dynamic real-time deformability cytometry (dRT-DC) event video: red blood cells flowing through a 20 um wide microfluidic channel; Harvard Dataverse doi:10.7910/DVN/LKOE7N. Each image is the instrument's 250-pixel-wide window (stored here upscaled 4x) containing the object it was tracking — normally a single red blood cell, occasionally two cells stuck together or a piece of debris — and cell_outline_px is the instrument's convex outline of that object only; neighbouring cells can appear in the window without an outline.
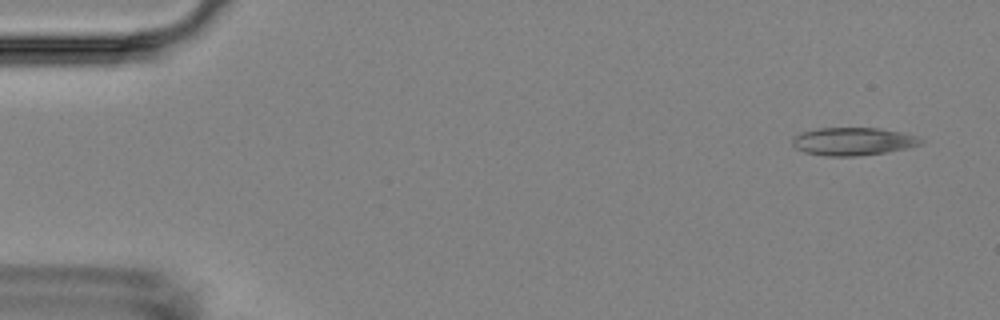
{"species": "Egyptian fruit bat (a non-hibernating species)", "species_latin": "Rousettus aegyptiacus", "temperature_condition": "room temperature", "stored_images_in_passage": 9, "camera_frame_rate_fps": 3000, "um_per_image_px": 0.085, "animal": {"sex": "female"}, "frame": {"image": 1, "passage_image": 1, "time_ms": 0.0, "image_size_px": [1000, 320], "cell_outline_px": [[924, 140], [920, 144], [912, 148], [856, 156], [824, 156], [804, 152], [796, 148], [792, 144], [792, 136], [800, 132], [816, 128], [880, 128], [900, 132], [916, 136]], "centroid_in_image_um": [72.48, 12.02], "position_along_channel_um": 12.5, "area_um2": 21.04}}
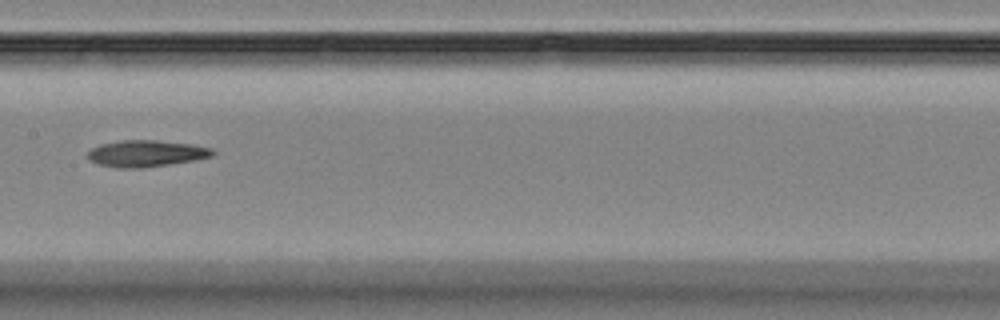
{"frame": {"image": 2, "passage_image": 8, "time_ms": 8.333, "image_size_px": [1000, 320], "cell_outline_px": [[216, 152], [212, 156], [196, 160], [140, 168], [116, 168], [100, 164], [88, 160], [88, 152], [92, 148], [100, 144], [120, 140], [156, 140], [192, 144], [212, 148]], "centroid_in_image_um": [12.43, 13.04], "position_along_channel_um": 195.0, "area_um2": 19.36}}
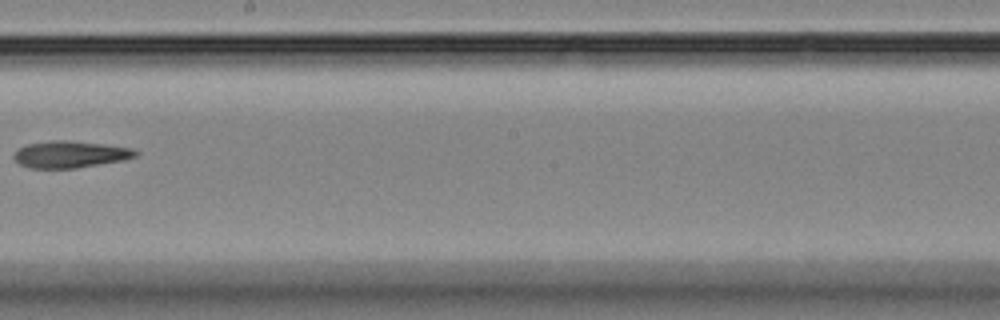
{"frame": {"image": 3, "passage_image": 9, "time_ms": 9.667, "image_size_px": [1000, 320], "cell_outline_px": [[140, 152], [136, 156], [124, 160], [76, 168], [28, 168], [20, 164], [12, 156], [20, 148], [28, 144], [52, 140], [64, 140], [104, 144], [132, 148]], "centroid_in_image_um": [5.99, 13.12], "position_along_channel_um": 242.2, "area_um2": 18.9}}